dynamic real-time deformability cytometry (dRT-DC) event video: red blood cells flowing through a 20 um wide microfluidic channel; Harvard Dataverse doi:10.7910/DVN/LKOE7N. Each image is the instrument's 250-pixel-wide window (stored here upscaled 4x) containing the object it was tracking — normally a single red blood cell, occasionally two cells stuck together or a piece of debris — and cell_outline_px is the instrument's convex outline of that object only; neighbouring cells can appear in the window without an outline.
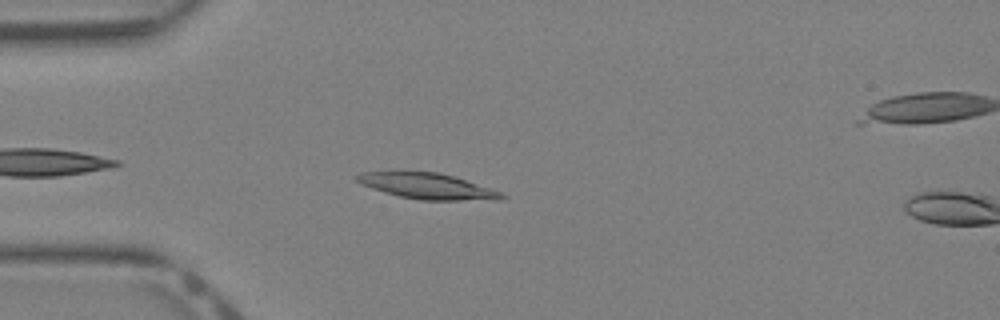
{"species": "Egyptian fruit bat (a non-hibernating species)", "species_latin": "Rousettus aegyptiacus", "temperature_condition": "warm", "stored_images_in_passage": 5, "camera_frame_rate_fps": 3000, "um_per_image_px": 0.085, "animal": {"sex": "female"}, "frame": {"image": 1, "passage_image": 3, "time_ms": 0.667, "image_size_px": [1000, 320], "cell_outline_px": [[508, 196], [500, 200], [420, 200], [400, 196], [384, 192], [360, 184], [356, 180], [356, 176], [364, 172], [436, 172], [452, 176], [500, 192]], "centroid_in_image_um": [36.33, 15.84], "position_along_channel_um": 48.7, "area_um2": 21.27}}